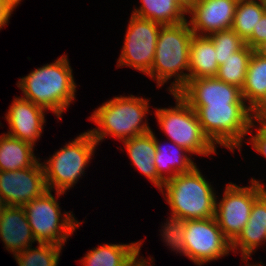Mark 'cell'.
I'll use <instances>...</instances> for the list:
<instances>
[{"mask_svg":"<svg viewBox=\"0 0 266 266\" xmlns=\"http://www.w3.org/2000/svg\"><path fill=\"white\" fill-rule=\"evenodd\" d=\"M17 85L25 96L22 98L52 111L59 119L75 99L76 84L66 55L31 71Z\"/></svg>","mask_w":266,"mask_h":266,"instance_id":"obj_1","label":"cell"},{"mask_svg":"<svg viewBox=\"0 0 266 266\" xmlns=\"http://www.w3.org/2000/svg\"><path fill=\"white\" fill-rule=\"evenodd\" d=\"M161 193L171 207L172 215L163 227L164 234L174 223L207 219L215 216L216 196L208 181L195 166L188 173L177 174L166 181Z\"/></svg>","mask_w":266,"mask_h":266,"instance_id":"obj_2","label":"cell"},{"mask_svg":"<svg viewBox=\"0 0 266 266\" xmlns=\"http://www.w3.org/2000/svg\"><path fill=\"white\" fill-rule=\"evenodd\" d=\"M162 237L174 251L199 266L220 259L231 250L215 217L174 223Z\"/></svg>","mask_w":266,"mask_h":266,"instance_id":"obj_3","label":"cell"},{"mask_svg":"<svg viewBox=\"0 0 266 266\" xmlns=\"http://www.w3.org/2000/svg\"><path fill=\"white\" fill-rule=\"evenodd\" d=\"M193 35L187 20L160 28L154 62L147 74L157 80V87L175 77V82H172L169 90L170 93H176L188 82V74L183 71L189 72L190 41Z\"/></svg>","mask_w":266,"mask_h":266,"instance_id":"obj_4","label":"cell"},{"mask_svg":"<svg viewBox=\"0 0 266 266\" xmlns=\"http://www.w3.org/2000/svg\"><path fill=\"white\" fill-rule=\"evenodd\" d=\"M148 99L120 96L103 103L90 116L99 127L88 132L97 144L107 135L121 141L147 134L152 130L143 119L148 113Z\"/></svg>","mask_w":266,"mask_h":266,"instance_id":"obj_5","label":"cell"},{"mask_svg":"<svg viewBox=\"0 0 266 266\" xmlns=\"http://www.w3.org/2000/svg\"><path fill=\"white\" fill-rule=\"evenodd\" d=\"M197 114L202 131L216 145L241 150L244 136L253 134L251 108L247 105H189Z\"/></svg>","mask_w":266,"mask_h":266,"instance_id":"obj_6","label":"cell"},{"mask_svg":"<svg viewBox=\"0 0 266 266\" xmlns=\"http://www.w3.org/2000/svg\"><path fill=\"white\" fill-rule=\"evenodd\" d=\"M171 94L176 99L174 108H156L161 130L169 140L185 148L189 154H214L216 147L202 131L196 112L177 92Z\"/></svg>","mask_w":266,"mask_h":266,"instance_id":"obj_7","label":"cell"},{"mask_svg":"<svg viewBox=\"0 0 266 266\" xmlns=\"http://www.w3.org/2000/svg\"><path fill=\"white\" fill-rule=\"evenodd\" d=\"M97 142L87 131L66 144L43 165L48 190L56 191L57 197L65 194L84 174ZM82 174V175H81Z\"/></svg>","mask_w":266,"mask_h":266,"instance_id":"obj_8","label":"cell"},{"mask_svg":"<svg viewBox=\"0 0 266 266\" xmlns=\"http://www.w3.org/2000/svg\"><path fill=\"white\" fill-rule=\"evenodd\" d=\"M22 207L37 242L63 246L80 225L71 213L61 216L59 203L50 190Z\"/></svg>","mask_w":266,"mask_h":266,"instance_id":"obj_9","label":"cell"},{"mask_svg":"<svg viewBox=\"0 0 266 266\" xmlns=\"http://www.w3.org/2000/svg\"><path fill=\"white\" fill-rule=\"evenodd\" d=\"M250 182V187H239L230 182L226 185L222 200L216 202L214 217L230 243L247 224L254 201L266 190L265 185L254 178Z\"/></svg>","mask_w":266,"mask_h":266,"instance_id":"obj_10","label":"cell"},{"mask_svg":"<svg viewBox=\"0 0 266 266\" xmlns=\"http://www.w3.org/2000/svg\"><path fill=\"white\" fill-rule=\"evenodd\" d=\"M162 26L132 14L117 66H130L147 75L154 62L157 38Z\"/></svg>","mask_w":266,"mask_h":266,"instance_id":"obj_11","label":"cell"},{"mask_svg":"<svg viewBox=\"0 0 266 266\" xmlns=\"http://www.w3.org/2000/svg\"><path fill=\"white\" fill-rule=\"evenodd\" d=\"M48 190L43 164L16 171H0V195L7 206H24Z\"/></svg>","mask_w":266,"mask_h":266,"instance_id":"obj_12","label":"cell"},{"mask_svg":"<svg viewBox=\"0 0 266 266\" xmlns=\"http://www.w3.org/2000/svg\"><path fill=\"white\" fill-rule=\"evenodd\" d=\"M177 93L189 105H246L241 89L216 77L188 79Z\"/></svg>","mask_w":266,"mask_h":266,"instance_id":"obj_13","label":"cell"},{"mask_svg":"<svg viewBox=\"0 0 266 266\" xmlns=\"http://www.w3.org/2000/svg\"><path fill=\"white\" fill-rule=\"evenodd\" d=\"M238 1L198 0L187 12L192 15L188 23L193 34L209 36L218 31L231 29Z\"/></svg>","mask_w":266,"mask_h":266,"instance_id":"obj_14","label":"cell"},{"mask_svg":"<svg viewBox=\"0 0 266 266\" xmlns=\"http://www.w3.org/2000/svg\"><path fill=\"white\" fill-rule=\"evenodd\" d=\"M45 111L29 100L16 97L5 117L10 129L7 134L34 145L42 134Z\"/></svg>","mask_w":266,"mask_h":266,"instance_id":"obj_15","label":"cell"},{"mask_svg":"<svg viewBox=\"0 0 266 266\" xmlns=\"http://www.w3.org/2000/svg\"><path fill=\"white\" fill-rule=\"evenodd\" d=\"M0 237L14 255L36 241L22 206H7L0 214Z\"/></svg>","mask_w":266,"mask_h":266,"instance_id":"obj_16","label":"cell"},{"mask_svg":"<svg viewBox=\"0 0 266 266\" xmlns=\"http://www.w3.org/2000/svg\"><path fill=\"white\" fill-rule=\"evenodd\" d=\"M262 241H266V190L254 201L248 222L231 243V250L240 247L243 261H248Z\"/></svg>","mask_w":266,"mask_h":266,"instance_id":"obj_17","label":"cell"},{"mask_svg":"<svg viewBox=\"0 0 266 266\" xmlns=\"http://www.w3.org/2000/svg\"><path fill=\"white\" fill-rule=\"evenodd\" d=\"M122 142L134 167L136 166L161 191L165 182L159 177L154 162L156 147L153 132L151 131Z\"/></svg>","mask_w":266,"mask_h":266,"instance_id":"obj_18","label":"cell"},{"mask_svg":"<svg viewBox=\"0 0 266 266\" xmlns=\"http://www.w3.org/2000/svg\"><path fill=\"white\" fill-rule=\"evenodd\" d=\"M141 244H103L91 249L81 262L83 266H129L139 257Z\"/></svg>","mask_w":266,"mask_h":266,"instance_id":"obj_19","label":"cell"},{"mask_svg":"<svg viewBox=\"0 0 266 266\" xmlns=\"http://www.w3.org/2000/svg\"><path fill=\"white\" fill-rule=\"evenodd\" d=\"M188 79L215 77L218 72L214 44L208 36L193 35L190 41Z\"/></svg>","mask_w":266,"mask_h":266,"instance_id":"obj_20","label":"cell"},{"mask_svg":"<svg viewBox=\"0 0 266 266\" xmlns=\"http://www.w3.org/2000/svg\"><path fill=\"white\" fill-rule=\"evenodd\" d=\"M172 144H174L171 146L172 149L165 148L168 146H161L155 137L156 155L154 162L157 173L164 182L174 178L177 174L188 173L196 166L191 157L186 155V152L189 153V151L174 142ZM166 171L169 176L163 175Z\"/></svg>","mask_w":266,"mask_h":266,"instance_id":"obj_21","label":"cell"},{"mask_svg":"<svg viewBox=\"0 0 266 266\" xmlns=\"http://www.w3.org/2000/svg\"><path fill=\"white\" fill-rule=\"evenodd\" d=\"M34 145L10 135L0 136V171H16L33 166L38 160Z\"/></svg>","mask_w":266,"mask_h":266,"instance_id":"obj_22","label":"cell"},{"mask_svg":"<svg viewBox=\"0 0 266 266\" xmlns=\"http://www.w3.org/2000/svg\"><path fill=\"white\" fill-rule=\"evenodd\" d=\"M139 9L135 8L133 14L149 19L161 25H176L185 22L184 14L187 12L177 0H141Z\"/></svg>","mask_w":266,"mask_h":266,"instance_id":"obj_23","label":"cell"},{"mask_svg":"<svg viewBox=\"0 0 266 266\" xmlns=\"http://www.w3.org/2000/svg\"><path fill=\"white\" fill-rule=\"evenodd\" d=\"M241 94L245 102H249L250 108L266 94V58L260 57L254 51L248 63Z\"/></svg>","mask_w":266,"mask_h":266,"instance_id":"obj_24","label":"cell"},{"mask_svg":"<svg viewBox=\"0 0 266 266\" xmlns=\"http://www.w3.org/2000/svg\"><path fill=\"white\" fill-rule=\"evenodd\" d=\"M253 49L244 45L240 50L231 54L224 63L219 65L216 78L242 89L246 80L248 63L253 54Z\"/></svg>","mask_w":266,"mask_h":266,"instance_id":"obj_25","label":"cell"},{"mask_svg":"<svg viewBox=\"0 0 266 266\" xmlns=\"http://www.w3.org/2000/svg\"><path fill=\"white\" fill-rule=\"evenodd\" d=\"M265 12L266 8L260 0H239L231 29L246 42Z\"/></svg>","mask_w":266,"mask_h":266,"instance_id":"obj_26","label":"cell"},{"mask_svg":"<svg viewBox=\"0 0 266 266\" xmlns=\"http://www.w3.org/2000/svg\"><path fill=\"white\" fill-rule=\"evenodd\" d=\"M62 246L38 242L37 248H26L14 255L19 266H57Z\"/></svg>","mask_w":266,"mask_h":266,"instance_id":"obj_27","label":"cell"},{"mask_svg":"<svg viewBox=\"0 0 266 266\" xmlns=\"http://www.w3.org/2000/svg\"><path fill=\"white\" fill-rule=\"evenodd\" d=\"M208 37L214 44L218 65L224 63V60L245 45V41L232 29L218 31Z\"/></svg>","mask_w":266,"mask_h":266,"instance_id":"obj_28","label":"cell"},{"mask_svg":"<svg viewBox=\"0 0 266 266\" xmlns=\"http://www.w3.org/2000/svg\"><path fill=\"white\" fill-rule=\"evenodd\" d=\"M266 41V12L258 21L256 27L253 28L251 37L245 42L253 50L262 42Z\"/></svg>","mask_w":266,"mask_h":266,"instance_id":"obj_29","label":"cell"},{"mask_svg":"<svg viewBox=\"0 0 266 266\" xmlns=\"http://www.w3.org/2000/svg\"><path fill=\"white\" fill-rule=\"evenodd\" d=\"M254 122L266 124V94L251 107V124Z\"/></svg>","mask_w":266,"mask_h":266,"instance_id":"obj_30","label":"cell"},{"mask_svg":"<svg viewBox=\"0 0 266 266\" xmlns=\"http://www.w3.org/2000/svg\"><path fill=\"white\" fill-rule=\"evenodd\" d=\"M249 139L253 148L266 158V124L260 125L257 133Z\"/></svg>","mask_w":266,"mask_h":266,"instance_id":"obj_31","label":"cell"},{"mask_svg":"<svg viewBox=\"0 0 266 266\" xmlns=\"http://www.w3.org/2000/svg\"><path fill=\"white\" fill-rule=\"evenodd\" d=\"M17 5L11 0H0V30L3 26L7 25L12 11Z\"/></svg>","mask_w":266,"mask_h":266,"instance_id":"obj_32","label":"cell"},{"mask_svg":"<svg viewBox=\"0 0 266 266\" xmlns=\"http://www.w3.org/2000/svg\"><path fill=\"white\" fill-rule=\"evenodd\" d=\"M198 0H177V2L188 12Z\"/></svg>","mask_w":266,"mask_h":266,"instance_id":"obj_33","label":"cell"},{"mask_svg":"<svg viewBox=\"0 0 266 266\" xmlns=\"http://www.w3.org/2000/svg\"><path fill=\"white\" fill-rule=\"evenodd\" d=\"M254 52L259 55L260 57L266 58V41L259 44L255 49Z\"/></svg>","mask_w":266,"mask_h":266,"instance_id":"obj_34","label":"cell"},{"mask_svg":"<svg viewBox=\"0 0 266 266\" xmlns=\"http://www.w3.org/2000/svg\"><path fill=\"white\" fill-rule=\"evenodd\" d=\"M141 259H136L132 264H130L129 266H149L151 265L150 263H152V260H145L144 258L142 259V257H140ZM151 261V262H148Z\"/></svg>","mask_w":266,"mask_h":266,"instance_id":"obj_35","label":"cell"},{"mask_svg":"<svg viewBox=\"0 0 266 266\" xmlns=\"http://www.w3.org/2000/svg\"><path fill=\"white\" fill-rule=\"evenodd\" d=\"M7 205L4 201V199L2 198V196L0 195V214L6 209Z\"/></svg>","mask_w":266,"mask_h":266,"instance_id":"obj_36","label":"cell"},{"mask_svg":"<svg viewBox=\"0 0 266 266\" xmlns=\"http://www.w3.org/2000/svg\"><path fill=\"white\" fill-rule=\"evenodd\" d=\"M11 1L14 2L18 6L21 0H11Z\"/></svg>","mask_w":266,"mask_h":266,"instance_id":"obj_37","label":"cell"},{"mask_svg":"<svg viewBox=\"0 0 266 266\" xmlns=\"http://www.w3.org/2000/svg\"><path fill=\"white\" fill-rule=\"evenodd\" d=\"M266 8V0H260Z\"/></svg>","mask_w":266,"mask_h":266,"instance_id":"obj_38","label":"cell"},{"mask_svg":"<svg viewBox=\"0 0 266 266\" xmlns=\"http://www.w3.org/2000/svg\"><path fill=\"white\" fill-rule=\"evenodd\" d=\"M247 266H261V264L260 265H258V264H254V265H249V264H247ZM262 266H264V265H262Z\"/></svg>","mask_w":266,"mask_h":266,"instance_id":"obj_39","label":"cell"}]
</instances>
